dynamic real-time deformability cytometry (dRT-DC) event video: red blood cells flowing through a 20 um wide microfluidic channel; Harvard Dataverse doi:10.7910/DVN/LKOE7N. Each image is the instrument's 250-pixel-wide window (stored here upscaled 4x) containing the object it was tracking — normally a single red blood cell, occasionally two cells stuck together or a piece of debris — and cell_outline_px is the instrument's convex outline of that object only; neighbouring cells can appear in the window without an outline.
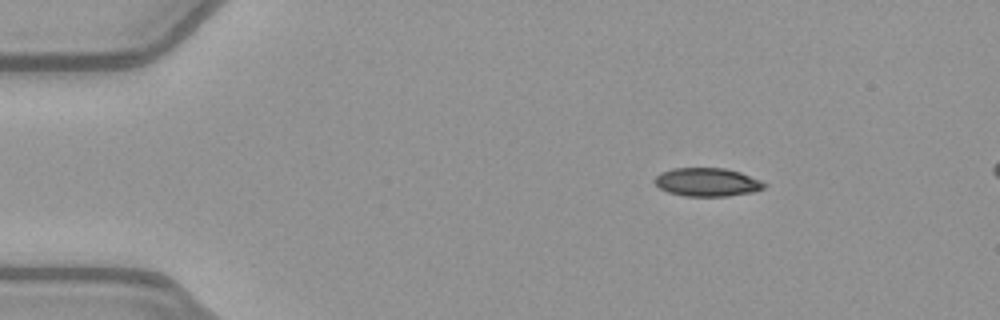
{"species": "common noctule bat (a hibernating species)", "species_latin": "Nyctalus noctula", "temperature_condition": "warm", "stored_images_in_passage": 45, "camera_frame_rate_fps": 3000, "um_per_image_px": 0.085, "animal": {"sex": "female", "body_mass_g": 21.9}, "frame": {"image": 1, "passage_image": 1, "time_ms": 0.0, "image_size_px": [1000, 320], "cell_outline_px": [[768, 184], [764, 188], [756, 192], [728, 196], [684, 196], [668, 192], [660, 188], [652, 180], [660, 172], [672, 168], [724, 168], [740, 172], [760, 180]], "centroid_in_image_um": [60.11, 15.48], "position_along_channel_um": 24.9, "area_um2": 18.32}}
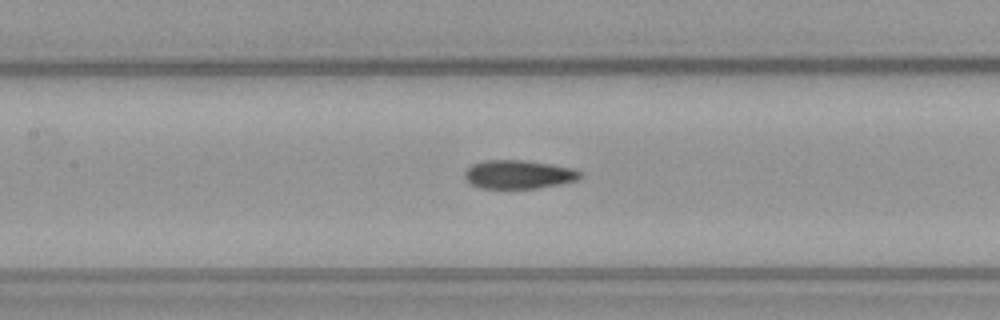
{"frame": {"image": 2, "passage_image": 17, "time_ms": 5.333, "image_size_px": [1000, 320], "cell_outline_px": [[584, 176], [576, 180], [560, 184], [536, 188], [480, 188], [472, 184], [464, 176], [464, 172], [472, 164], [484, 160], [524, 160], [552, 164], [576, 168]], "centroid_in_image_um": [44.11, 14.81], "position_along_channel_um": 163.3, "area_um2": 19.31}}
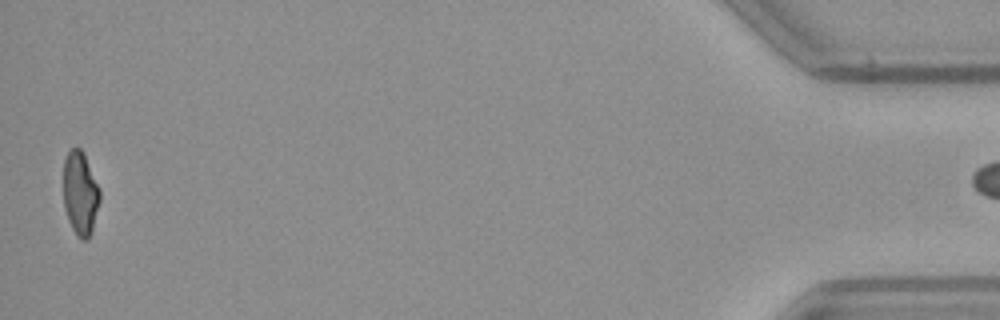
{"frame": {"image": 3, "passage_image": 44, "time_ms": 14.333, "image_size_px": [1000, 320], "cell_outline_px": [[100, 200], [92, 232], [88, 240], [80, 240], [72, 228], [68, 220], [64, 208], [64, 160], [68, 152], [72, 148], [80, 148], [100, 188]], "centroid_in_image_um": [6.83, 16.49], "position_along_channel_um": 428.4, "area_um2": 17.69}}